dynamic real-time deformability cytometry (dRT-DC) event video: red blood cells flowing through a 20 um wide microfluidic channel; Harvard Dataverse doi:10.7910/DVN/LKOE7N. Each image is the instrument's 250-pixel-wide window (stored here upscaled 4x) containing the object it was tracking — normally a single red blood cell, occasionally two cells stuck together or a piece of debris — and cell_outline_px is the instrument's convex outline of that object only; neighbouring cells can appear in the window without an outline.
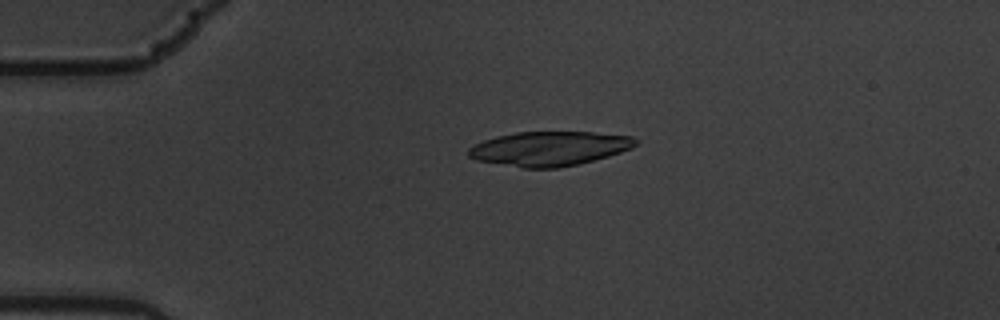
{"species": "common noctule bat (a hibernating species)", "species_latin": "Nyctalus noctula", "temperature_condition": "warm", "stored_images_in_passage": 2, "camera_frame_rate_fps": 3000, "um_per_image_px": 0.085, "animal": {"sex": "male", "body_mass_g": 19.5, "forearm_length_mm": 54.6}, "frame": {"image": 1, "passage_image": 1, "time_ms": 0.0, "image_size_px": [1000, 320], "cell_outline_px": [[640, 140], [632, 148], [608, 156], [580, 164], [560, 168], [524, 168], [476, 160], [468, 156], [468, 148], [484, 140], [496, 136], [516, 132], [592, 132], [632, 136]], "centroid_in_image_um": [46.71, 12.63], "position_along_channel_um": 38.3, "area_um2": 33.58}}